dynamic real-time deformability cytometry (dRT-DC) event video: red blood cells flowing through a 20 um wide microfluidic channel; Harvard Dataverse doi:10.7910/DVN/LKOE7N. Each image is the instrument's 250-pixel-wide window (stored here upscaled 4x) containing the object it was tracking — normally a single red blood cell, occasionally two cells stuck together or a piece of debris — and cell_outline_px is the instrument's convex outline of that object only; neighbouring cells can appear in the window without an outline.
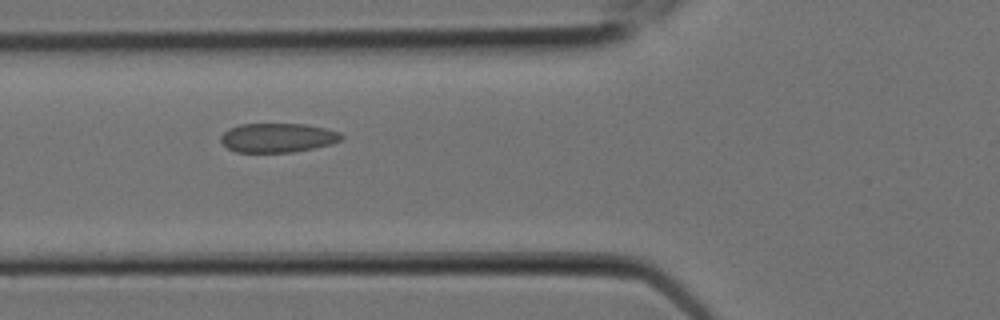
{"species": "Egyptian fruit bat (a non-hibernating species)", "species_latin": "Rousettus aegyptiacus", "temperature_condition": "room temperature", "stored_images_in_passage": 6, "camera_frame_rate_fps": 3000, "um_per_image_px": 0.085, "animal": {"sex": "female"}, "frame": {"image": 1, "passage_image": 5, "time_ms": 1.333, "image_size_px": [1000, 320], "cell_outline_px": [[344, 136], [340, 140], [332, 144], [292, 152], [236, 152], [228, 148], [220, 140], [220, 136], [228, 128], [240, 124], [304, 124], [324, 128], [340, 132]], "centroid_in_image_um": [23.59, 11.7], "position_along_channel_um": 102.2, "area_um2": 20.46}}
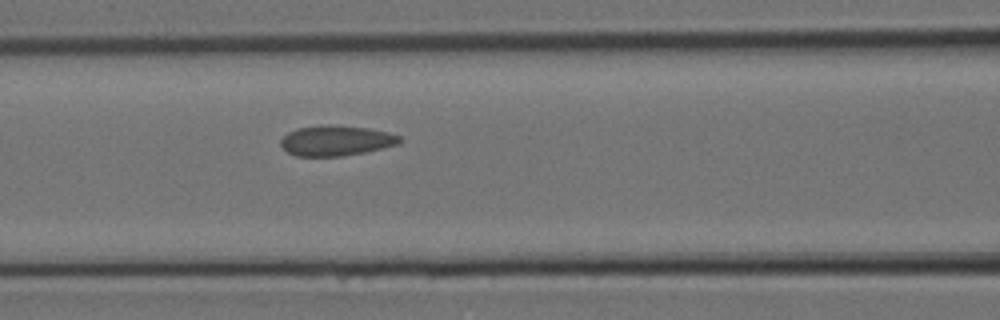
{"frame": {"image": 2, "passage_image": 6, "time_ms": 1.667, "image_size_px": [1000, 320], "cell_outline_px": [[404, 140], [400, 144], [364, 152], [344, 156], [296, 156], [288, 152], [280, 144], [280, 140], [288, 132], [296, 128], [320, 124], [332, 124], [368, 128], [388, 132], [400, 136]], "centroid_in_image_um": [28.58, 11.94], "position_along_channel_um": 138.0, "area_um2": 21.27}}